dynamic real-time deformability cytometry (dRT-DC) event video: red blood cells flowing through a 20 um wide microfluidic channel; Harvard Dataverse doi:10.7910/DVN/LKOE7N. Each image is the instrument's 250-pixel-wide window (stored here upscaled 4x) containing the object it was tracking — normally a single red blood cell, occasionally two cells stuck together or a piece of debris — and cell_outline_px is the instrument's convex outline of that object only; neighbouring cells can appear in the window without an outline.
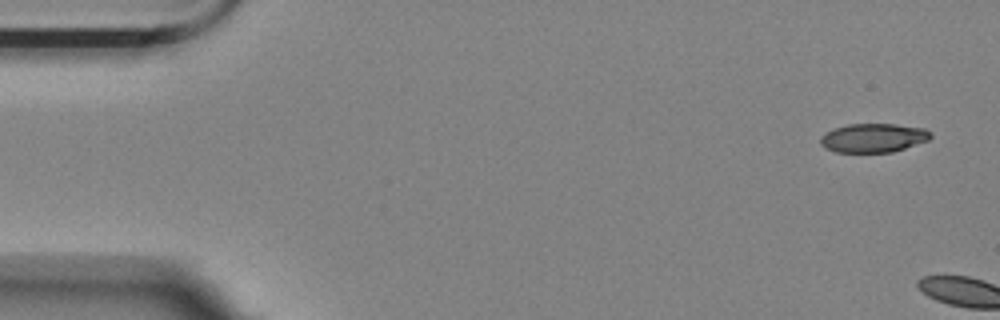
{"species": "Egyptian fruit bat (a non-hibernating species)", "species_latin": "Rousettus aegyptiacus", "temperature_condition": "room temperature", "stored_images_in_passage": 2, "camera_frame_rate_fps": 3000, "um_per_image_px": 0.085, "animal": {"sex": "female"}, "frame": {"image": 1, "passage_image": 1, "time_ms": 0.0, "image_size_px": [1000, 320], "cell_outline_px": [[932, 136], [928, 140], [892, 152], [836, 152], [824, 148], [820, 144], [820, 136], [836, 128], [848, 124], [896, 124], [924, 128], [932, 132]], "centroid_in_image_um": [74.24, 11.72], "position_along_channel_um": 10.8, "area_um2": 18.5}}